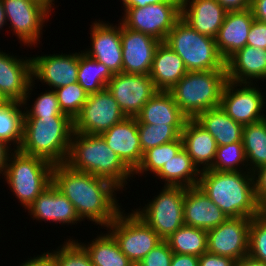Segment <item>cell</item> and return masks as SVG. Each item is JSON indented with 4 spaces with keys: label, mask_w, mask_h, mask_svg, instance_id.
<instances>
[{
    "label": "cell",
    "mask_w": 266,
    "mask_h": 266,
    "mask_svg": "<svg viewBox=\"0 0 266 266\" xmlns=\"http://www.w3.org/2000/svg\"><path fill=\"white\" fill-rule=\"evenodd\" d=\"M52 183L67 199L81 220L107 227L122 210L112 182L87 172L74 170L65 163L53 165Z\"/></svg>",
    "instance_id": "obj_1"
},
{
    "label": "cell",
    "mask_w": 266,
    "mask_h": 266,
    "mask_svg": "<svg viewBox=\"0 0 266 266\" xmlns=\"http://www.w3.org/2000/svg\"><path fill=\"white\" fill-rule=\"evenodd\" d=\"M198 187L228 218L252 219L264 210L255 197L252 172L204 170L200 172Z\"/></svg>",
    "instance_id": "obj_2"
},
{
    "label": "cell",
    "mask_w": 266,
    "mask_h": 266,
    "mask_svg": "<svg viewBox=\"0 0 266 266\" xmlns=\"http://www.w3.org/2000/svg\"><path fill=\"white\" fill-rule=\"evenodd\" d=\"M65 164L112 182L120 190L133 177V172L112 151L99 134L73 132ZM132 175V176H131Z\"/></svg>",
    "instance_id": "obj_3"
},
{
    "label": "cell",
    "mask_w": 266,
    "mask_h": 266,
    "mask_svg": "<svg viewBox=\"0 0 266 266\" xmlns=\"http://www.w3.org/2000/svg\"><path fill=\"white\" fill-rule=\"evenodd\" d=\"M73 132L74 121L70 117L24 118L23 137L18 150L52 165L63 164Z\"/></svg>",
    "instance_id": "obj_4"
},
{
    "label": "cell",
    "mask_w": 266,
    "mask_h": 266,
    "mask_svg": "<svg viewBox=\"0 0 266 266\" xmlns=\"http://www.w3.org/2000/svg\"><path fill=\"white\" fill-rule=\"evenodd\" d=\"M226 70L188 71L171 89L175 103L189 118L219 107L227 82Z\"/></svg>",
    "instance_id": "obj_5"
},
{
    "label": "cell",
    "mask_w": 266,
    "mask_h": 266,
    "mask_svg": "<svg viewBox=\"0 0 266 266\" xmlns=\"http://www.w3.org/2000/svg\"><path fill=\"white\" fill-rule=\"evenodd\" d=\"M178 54L187 71L226 70L215 38L199 33L180 18L164 40Z\"/></svg>",
    "instance_id": "obj_6"
},
{
    "label": "cell",
    "mask_w": 266,
    "mask_h": 266,
    "mask_svg": "<svg viewBox=\"0 0 266 266\" xmlns=\"http://www.w3.org/2000/svg\"><path fill=\"white\" fill-rule=\"evenodd\" d=\"M52 168L53 165L46 160L13 150L3 176L18 202L28 209L52 183Z\"/></svg>",
    "instance_id": "obj_7"
},
{
    "label": "cell",
    "mask_w": 266,
    "mask_h": 266,
    "mask_svg": "<svg viewBox=\"0 0 266 266\" xmlns=\"http://www.w3.org/2000/svg\"><path fill=\"white\" fill-rule=\"evenodd\" d=\"M143 208L133 211L144 220L162 240L184 225L185 187L164 186Z\"/></svg>",
    "instance_id": "obj_8"
},
{
    "label": "cell",
    "mask_w": 266,
    "mask_h": 266,
    "mask_svg": "<svg viewBox=\"0 0 266 266\" xmlns=\"http://www.w3.org/2000/svg\"><path fill=\"white\" fill-rule=\"evenodd\" d=\"M122 209L107 226L108 232L117 241L120 250L136 266L162 239L133 210Z\"/></svg>",
    "instance_id": "obj_9"
},
{
    "label": "cell",
    "mask_w": 266,
    "mask_h": 266,
    "mask_svg": "<svg viewBox=\"0 0 266 266\" xmlns=\"http://www.w3.org/2000/svg\"><path fill=\"white\" fill-rule=\"evenodd\" d=\"M120 21L126 28L148 34L164 42L181 18V0H164L145 7H125Z\"/></svg>",
    "instance_id": "obj_10"
},
{
    "label": "cell",
    "mask_w": 266,
    "mask_h": 266,
    "mask_svg": "<svg viewBox=\"0 0 266 266\" xmlns=\"http://www.w3.org/2000/svg\"><path fill=\"white\" fill-rule=\"evenodd\" d=\"M237 86L239 88H237ZM257 83H236L227 81L221 94L220 107L237 123L243 126L266 118L263 113L266 102L264 93Z\"/></svg>",
    "instance_id": "obj_11"
},
{
    "label": "cell",
    "mask_w": 266,
    "mask_h": 266,
    "mask_svg": "<svg viewBox=\"0 0 266 266\" xmlns=\"http://www.w3.org/2000/svg\"><path fill=\"white\" fill-rule=\"evenodd\" d=\"M6 20L20 42L34 46L42 34L45 21L51 16V10L36 0H1ZM47 19V20H46Z\"/></svg>",
    "instance_id": "obj_12"
},
{
    "label": "cell",
    "mask_w": 266,
    "mask_h": 266,
    "mask_svg": "<svg viewBox=\"0 0 266 266\" xmlns=\"http://www.w3.org/2000/svg\"><path fill=\"white\" fill-rule=\"evenodd\" d=\"M126 116L111 92L105 88L90 94L81 112L74 119V132L101 134Z\"/></svg>",
    "instance_id": "obj_13"
},
{
    "label": "cell",
    "mask_w": 266,
    "mask_h": 266,
    "mask_svg": "<svg viewBox=\"0 0 266 266\" xmlns=\"http://www.w3.org/2000/svg\"><path fill=\"white\" fill-rule=\"evenodd\" d=\"M107 89L126 117L135 118L158 90L148 74H114Z\"/></svg>",
    "instance_id": "obj_14"
},
{
    "label": "cell",
    "mask_w": 266,
    "mask_h": 266,
    "mask_svg": "<svg viewBox=\"0 0 266 266\" xmlns=\"http://www.w3.org/2000/svg\"><path fill=\"white\" fill-rule=\"evenodd\" d=\"M251 218L230 217L207 230V251L235 261L248 256Z\"/></svg>",
    "instance_id": "obj_15"
},
{
    "label": "cell",
    "mask_w": 266,
    "mask_h": 266,
    "mask_svg": "<svg viewBox=\"0 0 266 266\" xmlns=\"http://www.w3.org/2000/svg\"><path fill=\"white\" fill-rule=\"evenodd\" d=\"M34 84L31 57L19 59L0 50V92L5 99L29 105Z\"/></svg>",
    "instance_id": "obj_16"
},
{
    "label": "cell",
    "mask_w": 266,
    "mask_h": 266,
    "mask_svg": "<svg viewBox=\"0 0 266 266\" xmlns=\"http://www.w3.org/2000/svg\"><path fill=\"white\" fill-rule=\"evenodd\" d=\"M119 24L93 22L90 27L91 48L84 50L89 57L103 63L113 75L123 72L121 22Z\"/></svg>",
    "instance_id": "obj_17"
},
{
    "label": "cell",
    "mask_w": 266,
    "mask_h": 266,
    "mask_svg": "<svg viewBox=\"0 0 266 266\" xmlns=\"http://www.w3.org/2000/svg\"><path fill=\"white\" fill-rule=\"evenodd\" d=\"M32 59V80L38 79L53 90L76 83L79 70V53L36 55Z\"/></svg>",
    "instance_id": "obj_18"
},
{
    "label": "cell",
    "mask_w": 266,
    "mask_h": 266,
    "mask_svg": "<svg viewBox=\"0 0 266 266\" xmlns=\"http://www.w3.org/2000/svg\"><path fill=\"white\" fill-rule=\"evenodd\" d=\"M123 72L150 74L154 53L161 41L141 32L126 28L121 23Z\"/></svg>",
    "instance_id": "obj_19"
},
{
    "label": "cell",
    "mask_w": 266,
    "mask_h": 266,
    "mask_svg": "<svg viewBox=\"0 0 266 266\" xmlns=\"http://www.w3.org/2000/svg\"><path fill=\"white\" fill-rule=\"evenodd\" d=\"M100 135L123 163L134 172L143 158L137 119L126 117Z\"/></svg>",
    "instance_id": "obj_20"
},
{
    "label": "cell",
    "mask_w": 266,
    "mask_h": 266,
    "mask_svg": "<svg viewBox=\"0 0 266 266\" xmlns=\"http://www.w3.org/2000/svg\"><path fill=\"white\" fill-rule=\"evenodd\" d=\"M28 212L34 220H44L71 225L82 220L74 205L51 183L29 206Z\"/></svg>",
    "instance_id": "obj_21"
},
{
    "label": "cell",
    "mask_w": 266,
    "mask_h": 266,
    "mask_svg": "<svg viewBox=\"0 0 266 266\" xmlns=\"http://www.w3.org/2000/svg\"><path fill=\"white\" fill-rule=\"evenodd\" d=\"M253 21L254 16L251 8L227 12L215 37L218 52L225 61L247 45V38Z\"/></svg>",
    "instance_id": "obj_22"
},
{
    "label": "cell",
    "mask_w": 266,
    "mask_h": 266,
    "mask_svg": "<svg viewBox=\"0 0 266 266\" xmlns=\"http://www.w3.org/2000/svg\"><path fill=\"white\" fill-rule=\"evenodd\" d=\"M225 67L228 81L250 84H256L259 80L264 82V79L266 80V49L246 45L225 61Z\"/></svg>",
    "instance_id": "obj_23"
},
{
    "label": "cell",
    "mask_w": 266,
    "mask_h": 266,
    "mask_svg": "<svg viewBox=\"0 0 266 266\" xmlns=\"http://www.w3.org/2000/svg\"><path fill=\"white\" fill-rule=\"evenodd\" d=\"M227 10L217 0H181V18L194 30L215 38Z\"/></svg>",
    "instance_id": "obj_24"
},
{
    "label": "cell",
    "mask_w": 266,
    "mask_h": 266,
    "mask_svg": "<svg viewBox=\"0 0 266 266\" xmlns=\"http://www.w3.org/2000/svg\"><path fill=\"white\" fill-rule=\"evenodd\" d=\"M227 218L198 186L185 189L184 225L209 230L219 226Z\"/></svg>",
    "instance_id": "obj_25"
},
{
    "label": "cell",
    "mask_w": 266,
    "mask_h": 266,
    "mask_svg": "<svg viewBox=\"0 0 266 266\" xmlns=\"http://www.w3.org/2000/svg\"><path fill=\"white\" fill-rule=\"evenodd\" d=\"M181 138L183 148L191 157L194 165L200 171L210 169L216 157L217 144L209 132L194 119H188L181 132Z\"/></svg>",
    "instance_id": "obj_26"
},
{
    "label": "cell",
    "mask_w": 266,
    "mask_h": 266,
    "mask_svg": "<svg viewBox=\"0 0 266 266\" xmlns=\"http://www.w3.org/2000/svg\"><path fill=\"white\" fill-rule=\"evenodd\" d=\"M137 123L156 126H185L189 119L175 103L169 91H158L135 117Z\"/></svg>",
    "instance_id": "obj_27"
},
{
    "label": "cell",
    "mask_w": 266,
    "mask_h": 266,
    "mask_svg": "<svg viewBox=\"0 0 266 266\" xmlns=\"http://www.w3.org/2000/svg\"><path fill=\"white\" fill-rule=\"evenodd\" d=\"M187 72L181 57L165 42H160L154 53L149 74L156 89L158 91H170Z\"/></svg>",
    "instance_id": "obj_28"
},
{
    "label": "cell",
    "mask_w": 266,
    "mask_h": 266,
    "mask_svg": "<svg viewBox=\"0 0 266 266\" xmlns=\"http://www.w3.org/2000/svg\"><path fill=\"white\" fill-rule=\"evenodd\" d=\"M194 120L209 132L217 146L242 141L244 126L234 121L220 106L201 112Z\"/></svg>",
    "instance_id": "obj_29"
},
{
    "label": "cell",
    "mask_w": 266,
    "mask_h": 266,
    "mask_svg": "<svg viewBox=\"0 0 266 266\" xmlns=\"http://www.w3.org/2000/svg\"><path fill=\"white\" fill-rule=\"evenodd\" d=\"M200 170L194 165L187 151L182 148L177 155L164 164L156 177L165 182L164 186H198Z\"/></svg>",
    "instance_id": "obj_30"
},
{
    "label": "cell",
    "mask_w": 266,
    "mask_h": 266,
    "mask_svg": "<svg viewBox=\"0 0 266 266\" xmlns=\"http://www.w3.org/2000/svg\"><path fill=\"white\" fill-rule=\"evenodd\" d=\"M80 244L89 253L93 266H135L109 232L98 235L88 244Z\"/></svg>",
    "instance_id": "obj_31"
},
{
    "label": "cell",
    "mask_w": 266,
    "mask_h": 266,
    "mask_svg": "<svg viewBox=\"0 0 266 266\" xmlns=\"http://www.w3.org/2000/svg\"><path fill=\"white\" fill-rule=\"evenodd\" d=\"M242 141L249 172L266 165V118L256 123L245 125L243 127Z\"/></svg>",
    "instance_id": "obj_32"
},
{
    "label": "cell",
    "mask_w": 266,
    "mask_h": 266,
    "mask_svg": "<svg viewBox=\"0 0 266 266\" xmlns=\"http://www.w3.org/2000/svg\"><path fill=\"white\" fill-rule=\"evenodd\" d=\"M80 52L77 80L79 85L88 95L107 88L108 82L113 78V74L103 63L89 57L84 51Z\"/></svg>",
    "instance_id": "obj_33"
},
{
    "label": "cell",
    "mask_w": 266,
    "mask_h": 266,
    "mask_svg": "<svg viewBox=\"0 0 266 266\" xmlns=\"http://www.w3.org/2000/svg\"><path fill=\"white\" fill-rule=\"evenodd\" d=\"M20 107L23 105L17 101H7L0 106V140L10 147L14 145V150L19 149L23 137L24 110Z\"/></svg>",
    "instance_id": "obj_34"
},
{
    "label": "cell",
    "mask_w": 266,
    "mask_h": 266,
    "mask_svg": "<svg viewBox=\"0 0 266 266\" xmlns=\"http://www.w3.org/2000/svg\"><path fill=\"white\" fill-rule=\"evenodd\" d=\"M177 254L200 256L207 252V230L183 225L166 240Z\"/></svg>",
    "instance_id": "obj_35"
},
{
    "label": "cell",
    "mask_w": 266,
    "mask_h": 266,
    "mask_svg": "<svg viewBox=\"0 0 266 266\" xmlns=\"http://www.w3.org/2000/svg\"><path fill=\"white\" fill-rule=\"evenodd\" d=\"M183 148V140L181 136L174 141L156 146L143 153L140 165L133 172V175L150 173L157 174L165 163L179 153Z\"/></svg>",
    "instance_id": "obj_36"
},
{
    "label": "cell",
    "mask_w": 266,
    "mask_h": 266,
    "mask_svg": "<svg viewBox=\"0 0 266 266\" xmlns=\"http://www.w3.org/2000/svg\"><path fill=\"white\" fill-rule=\"evenodd\" d=\"M142 152L156 146L177 140L184 126H156L154 124L137 123Z\"/></svg>",
    "instance_id": "obj_37"
},
{
    "label": "cell",
    "mask_w": 266,
    "mask_h": 266,
    "mask_svg": "<svg viewBox=\"0 0 266 266\" xmlns=\"http://www.w3.org/2000/svg\"><path fill=\"white\" fill-rule=\"evenodd\" d=\"M243 168L249 171L243 141L217 146L216 157L210 170L230 172L244 171Z\"/></svg>",
    "instance_id": "obj_38"
},
{
    "label": "cell",
    "mask_w": 266,
    "mask_h": 266,
    "mask_svg": "<svg viewBox=\"0 0 266 266\" xmlns=\"http://www.w3.org/2000/svg\"><path fill=\"white\" fill-rule=\"evenodd\" d=\"M65 243V244H64ZM49 254L53 266H93L89 253L77 240H66Z\"/></svg>",
    "instance_id": "obj_39"
},
{
    "label": "cell",
    "mask_w": 266,
    "mask_h": 266,
    "mask_svg": "<svg viewBox=\"0 0 266 266\" xmlns=\"http://www.w3.org/2000/svg\"><path fill=\"white\" fill-rule=\"evenodd\" d=\"M58 98L60 109L73 121L81 112L88 99V93L78 82L54 90Z\"/></svg>",
    "instance_id": "obj_40"
},
{
    "label": "cell",
    "mask_w": 266,
    "mask_h": 266,
    "mask_svg": "<svg viewBox=\"0 0 266 266\" xmlns=\"http://www.w3.org/2000/svg\"><path fill=\"white\" fill-rule=\"evenodd\" d=\"M248 256L266 263V212L264 210L251 219Z\"/></svg>",
    "instance_id": "obj_41"
},
{
    "label": "cell",
    "mask_w": 266,
    "mask_h": 266,
    "mask_svg": "<svg viewBox=\"0 0 266 266\" xmlns=\"http://www.w3.org/2000/svg\"><path fill=\"white\" fill-rule=\"evenodd\" d=\"M23 106L24 118H42V116L69 117L60 109L58 98L53 88L52 90L41 93L31 107Z\"/></svg>",
    "instance_id": "obj_42"
},
{
    "label": "cell",
    "mask_w": 266,
    "mask_h": 266,
    "mask_svg": "<svg viewBox=\"0 0 266 266\" xmlns=\"http://www.w3.org/2000/svg\"><path fill=\"white\" fill-rule=\"evenodd\" d=\"M174 252L166 240L158 243L137 266H171Z\"/></svg>",
    "instance_id": "obj_43"
},
{
    "label": "cell",
    "mask_w": 266,
    "mask_h": 266,
    "mask_svg": "<svg viewBox=\"0 0 266 266\" xmlns=\"http://www.w3.org/2000/svg\"><path fill=\"white\" fill-rule=\"evenodd\" d=\"M247 45L266 49V22L254 19L249 30Z\"/></svg>",
    "instance_id": "obj_44"
},
{
    "label": "cell",
    "mask_w": 266,
    "mask_h": 266,
    "mask_svg": "<svg viewBox=\"0 0 266 266\" xmlns=\"http://www.w3.org/2000/svg\"><path fill=\"white\" fill-rule=\"evenodd\" d=\"M252 173L255 197L264 207L266 205V165L258 167Z\"/></svg>",
    "instance_id": "obj_45"
},
{
    "label": "cell",
    "mask_w": 266,
    "mask_h": 266,
    "mask_svg": "<svg viewBox=\"0 0 266 266\" xmlns=\"http://www.w3.org/2000/svg\"><path fill=\"white\" fill-rule=\"evenodd\" d=\"M235 260L220 256L217 254H212L210 252H204L199 256V266H234Z\"/></svg>",
    "instance_id": "obj_46"
},
{
    "label": "cell",
    "mask_w": 266,
    "mask_h": 266,
    "mask_svg": "<svg viewBox=\"0 0 266 266\" xmlns=\"http://www.w3.org/2000/svg\"><path fill=\"white\" fill-rule=\"evenodd\" d=\"M171 266H199V257L189 254H173Z\"/></svg>",
    "instance_id": "obj_47"
},
{
    "label": "cell",
    "mask_w": 266,
    "mask_h": 266,
    "mask_svg": "<svg viewBox=\"0 0 266 266\" xmlns=\"http://www.w3.org/2000/svg\"><path fill=\"white\" fill-rule=\"evenodd\" d=\"M227 11L246 10L251 8V0H217Z\"/></svg>",
    "instance_id": "obj_48"
},
{
    "label": "cell",
    "mask_w": 266,
    "mask_h": 266,
    "mask_svg": "<svg viewBox=\"0 0 266 266\" xmlns=\"http://www.w3.org/2000/svg\"><path fill=\"white\" fill-rule=\"evenodd\" d=\"M24 263H21L20 266H53L51 256L49 251L38 255L37 257L28 258Z\"/></svg>",
    "instance_id": "obj_49"
},
{
    "label": "cell",
    "mask_w": 266,
    "mask_h": 266,
    "mask_svg": "<svg viewBox=\"0 0 266 266\" xmlns=\"http://www.w3.org/2000/svg\"><path fill=\"white\" fill-rule=\"evenodd\" d=\"M254 19L266 22V0H251Z\"/></svg>",
    "instance_id": "obj_50"
},
{
    "label": "cell",
    "mask_w": 266,
    "mask_h": 266,
    "mask_svg": "<svg viewBox=\"0 0 266 266\" xmlns=\"http://www.w3.org/2000/svg\"><path fill=\"white\" fill-rule=\"evenodd\" d=\"M11 152L14 150L8 144L0 140V174L4 175L8 159Z\"/></svg>",
    "instance_id": "obj_51"
},
{
    "label": "cell",
    "mask_w": 266,
    "mask_h": 266,
    "mask_svg": "<svg viewBox=\"0 0 266 266\" xmlns=\"http://www.w3.org/2000/svg\"><path fill=\"white\" fill-rule=\"evenodd\" d=\"M234 266H266V263L255 260L249 256H245V257L235 261Z\"/></svg>",
    "instance_id": "obj_52"
},
{
    "label": "cell",
    "mask_w": 266,
    "mask_h": 266,
    "mask_svg": "<svg viewBox=\"0 0 266 266\" xmlns=\"http://www.w3.org/2000/svg\"><path fill=\"white\" fill-rule=\"evenodd\" d=\"M164 0H132L126 7H145L149 4H157Z\"/></svg>",
    "instance_id": "obj_53"
},
{
    "label": "cell",
    "mask_w": 266,
    "mask_h": 266,
    "mask_svg": "<svg viewBox=\"0 0 266 266\" xmlns=\"http://www.w3.org/2000/svg\"><path fill=\"white\" fill-rule=\"evenodd\" d=\"M5 23L7 24L6 15H5V11L3 8V4L0 0V28L1 29L4 27Z\"/></svg>",
    "instance_id": "obj_54"
},
{
    "label": "cell",
    "mask_w": 266,
    "mask_h": 266,
    "mask_svg": "<svg viewBox=\"0 0 266 266\" xmlns=\"http://www.w3.org/2000/svg\"><path fill=\"white\" fill-rule=\"evenodd\" d=\"M36 1H39V2H41V3H43V4H45L50 10H53L54 8H52V7H54L53 5H54V1L55 0H36Z\"/></svg>",
    "instance_id": "obj_55"
},
{
    "label": "cell",
    "mask_w": 266,
    "mask_h": 266,
    "mask_svg": "<svg viewBox=\"0 0 266 266\" xmlns=\"http://www.w3.org/2000/svg\"><path fill=\"white\" fill-rule=\"evenodd\" d=\"M6 102H7V100L5 99V97L0 92V106L3 105Z\"/></svg>",
    "instance_id": "obj_56"
},
{
    "label": "cell",
    "mask_w": 266,
    "mask_h": 266,
    "mask_svg": "<svg viewBox=\"0 0 266 266\" xmlns=\"http://www.w3.org/2000/svg\"><path fill=\"white\" fill-rule=\"evenodd\" d=\"M132 0H122L124 8L131 2Z\"/></svg>",
    "instance_id": "obj_57"
}]
</instances>
